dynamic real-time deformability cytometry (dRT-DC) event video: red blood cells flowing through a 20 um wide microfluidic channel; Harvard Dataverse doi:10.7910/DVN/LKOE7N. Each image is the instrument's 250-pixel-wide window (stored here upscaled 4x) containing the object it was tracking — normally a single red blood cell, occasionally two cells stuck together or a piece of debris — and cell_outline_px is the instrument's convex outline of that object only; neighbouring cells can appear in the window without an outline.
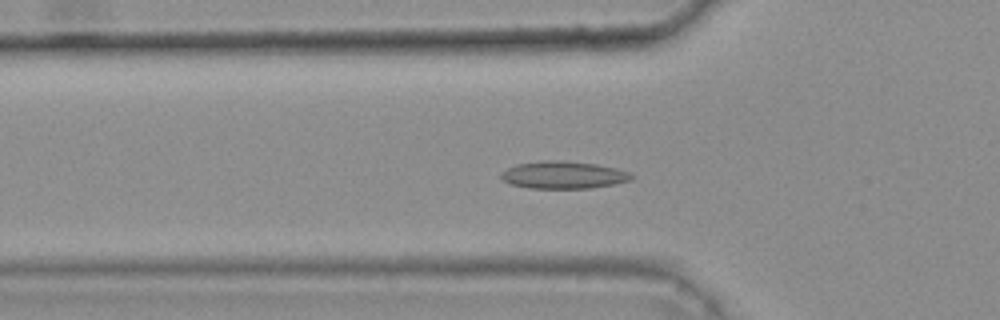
{"species": "common noctule bat (a hibernating species)", "species_latin": "Nyctalus noctula", "temperature_condition": "warm", "stored_images_in_passage": 46, "camera_frame_rate_fps": 3000, "um_per_image_px": 0.085, "animal": {"sex": "female", "body_mass_g": 25.1}, "frame": {"image": 1, "passage_image": 18, "time_ms": 5.667, "image_size_px": [1000, 320], "cell_outline_px": [[636, 176], [632, 180], [592, 188], [528, 188], [512, 184], [504, 180], [500, 176], [500, 172], [516, 164], [540, 160], [564, 160], [596, 164], [616, 168], [632, 172]], "centroid_in_image_um": [47.92, 14.86], "position_along_channel_um": 77.9, "area_um2": 21.04}}
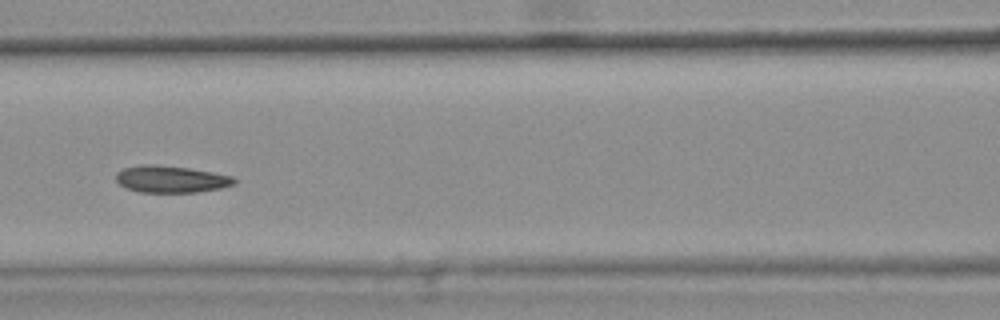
{"frame": {"image": 2, "passage_image": 24, "time_ms": 7.667, "image_size_px": [1000, 320], "cell_outline_px": [[236, 184], [220, 188], [196, 192], [140, 192], [128, 188], [120, 184], [116, 180], [116, 172], [124, 168], [140, 164], [152, 164], [188, 168], [212, 172], [232, 176], [236, 180]], "centroid_in_image_um": [14.53, 15.22], "position_along_channel_um": 152.1, "area_um2": 18.44}}
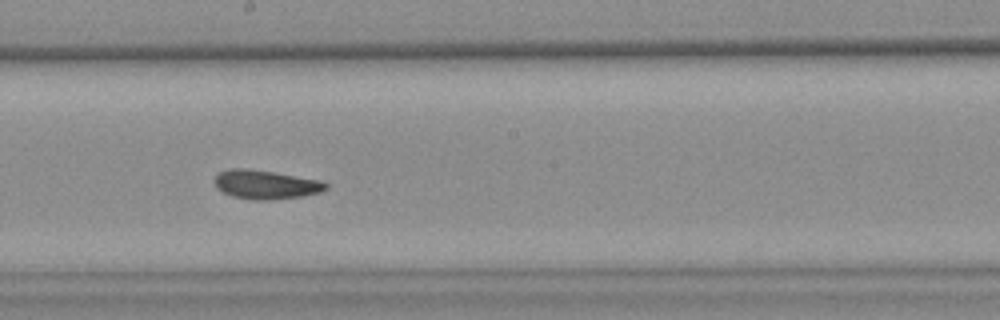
{"frame": {"image": 3, "passage_image": 30, "time_ms": 9.667, "image_size_px": [1000, 320], "cell_outline_px": [[328, 188], [320, 192], [300, 196], [268, 200], [248, 200], [232, 196], [216, 188], [212, 180], [220, 172], [232, 168], [248, 168], [320, 180], [328, 184]], "centroid_in_image_um": [22.54, 15.69], "position_along_channel_um": 225.7, "area_um2": 18.73}, "authors_computed_cell_mechanics": {"area_um2": 19.074, "velocity_mm_per_s": 3.6894, "shape_relaxation_time_tau1_ms": 10.0013, "shape_relaxation_time_tau2_ms": 2.2897, "deformation_change_tau1": 0.1816, "deformation_change_tau2": 0.0635}}